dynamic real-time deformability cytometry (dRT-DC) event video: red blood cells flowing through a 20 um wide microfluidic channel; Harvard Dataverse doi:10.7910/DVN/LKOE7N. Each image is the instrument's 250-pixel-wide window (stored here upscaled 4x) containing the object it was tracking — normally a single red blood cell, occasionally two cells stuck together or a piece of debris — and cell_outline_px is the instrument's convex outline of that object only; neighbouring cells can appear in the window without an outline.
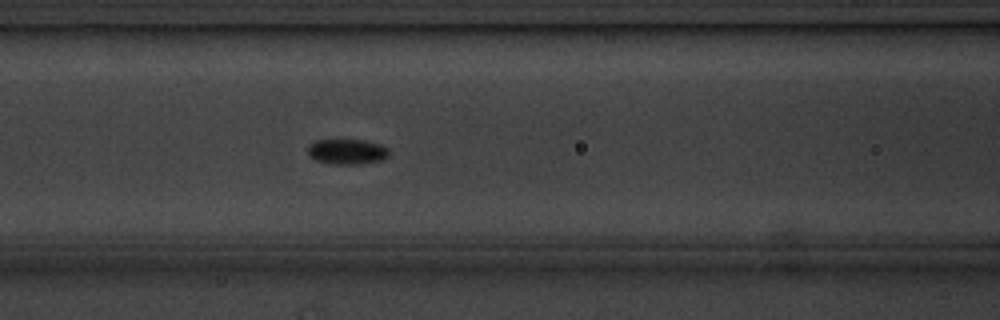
{"species": "common noctule bat (a hibernating species)", "species_latin": "Nyctalus noctula", "temperature_condition": "cold", "stored_images_in_passage": 6, "camera_frame_rate_fps": 3000, "um_per_image_px": 0.085, "animal": {"sex": "male", "body_mass_g": 20.1, "forearm_length_mm": 53.5}, "frame": {"image": 1, "passage_image": 6, "time_ms": 5.667, "image_size_px": [1000, 320], "cell_outline_px": [[388, 156], [380, 160], [356, 164], [332, 164], [316, 160], [308, 156], [308, 144], [316, 140], [364, 140], [380, 144], [388, 148]], "centroid_in_image_um": [29.46, 12.88], "position_along_channel_um": 137.1, "area_um2": 11.91}}